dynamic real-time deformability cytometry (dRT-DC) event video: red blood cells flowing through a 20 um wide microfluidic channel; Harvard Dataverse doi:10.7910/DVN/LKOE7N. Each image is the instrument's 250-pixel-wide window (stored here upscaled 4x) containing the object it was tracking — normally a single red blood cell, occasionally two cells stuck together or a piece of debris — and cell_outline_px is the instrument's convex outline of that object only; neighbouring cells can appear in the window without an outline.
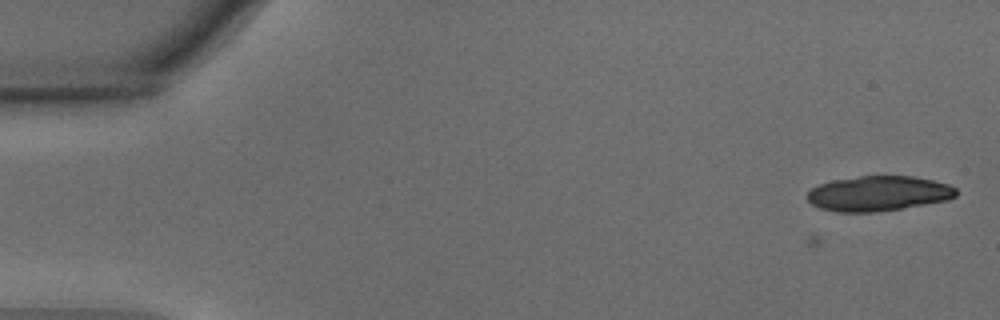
{"species": "common noctule bat (a hibernating species)", "species_latin": "Nyctalus noctula", "temperature_condition": "warm", "stored_images_in_passage": 6, "camera_frame_rate_fps": 3000, "um_per_image_px": 0.085, "animal": {"sex": "male", "body_mass_g": 15.6}, "frame": {"image": 1, "passage_image": 6, "time_ms": 1.667, "image_size_px": [1000, 320], "cell_outline_px": [[956, 196], [948, 200], [876, 212], [836, 212], [820, 208], [812, 204], [804, 196], [812, 188], [820, 184], [832, 180], [860, 176], [912, 176], [932, 180], [948, 184], [956, 188]], "centroid_in_image_um": [74.63, 16.44], "position_along_channel_um": 10.4, "area_um2": 30.35}}